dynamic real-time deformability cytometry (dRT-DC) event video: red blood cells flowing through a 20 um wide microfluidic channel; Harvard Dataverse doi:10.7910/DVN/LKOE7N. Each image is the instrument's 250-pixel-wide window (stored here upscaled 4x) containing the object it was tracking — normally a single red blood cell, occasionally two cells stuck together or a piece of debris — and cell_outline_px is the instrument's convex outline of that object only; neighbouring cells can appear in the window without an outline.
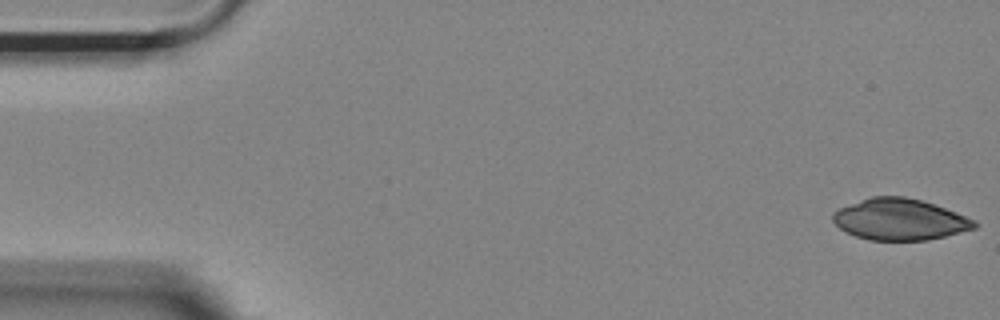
{"species": "Egyptian fruit bat (a non-hibernating species)", "species_latin": "Rousettus aegyptiacus", "temperature_condition": "room temperature", "stored_images_in_passage": 53, "camera_frame_rate_fps": 3000, "um_per_image_px": 0.085, "animal": {"sex": "female"}, "frame": {"image": 1, "passage_image": 1, "time_ms": 0.0, "image_size_px": [1000, 320], "cell_outline_px": [[980, 224], [976, 228], [928, 240], [868, 240], [856, 236], [840, 228], [832, 220], [832, 212], [840, 208], [872, 196], [904, 196], [920, 200], [956, 212], [976, 220]], "centroid_in_image_um": [76.5, 18.65], "position_along_channel_um": 8.5, "area_um2": 33.87}}